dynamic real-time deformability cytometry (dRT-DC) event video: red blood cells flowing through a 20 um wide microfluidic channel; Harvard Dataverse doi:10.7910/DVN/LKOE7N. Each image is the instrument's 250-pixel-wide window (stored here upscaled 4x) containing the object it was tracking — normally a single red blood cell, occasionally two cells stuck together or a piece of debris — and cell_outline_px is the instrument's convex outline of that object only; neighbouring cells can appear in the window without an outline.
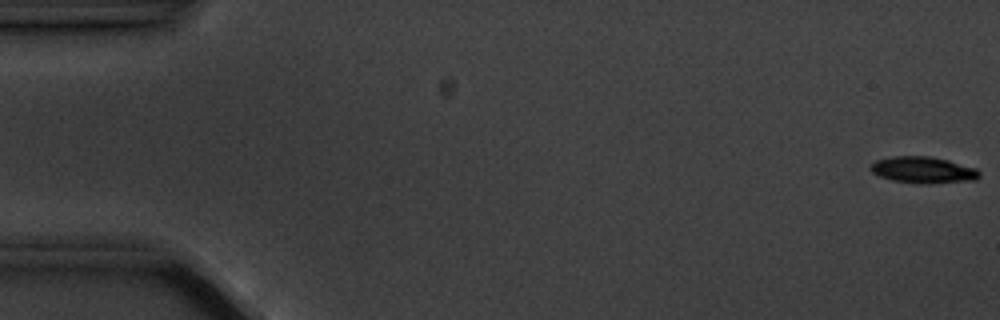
{"species": "common noctule bat (a hibernating species)", "species_latin": "Nyctalus noctula", "temperature_condition": "cold", "stored_images_in_passage": 11, "camera_frame_rate_fps": 3000, "um_per_image_px": 0.085, "animal": {"sex": "male", "body_mass_g": 20.1, "forearm_length_mm": 53.5}, "frame": {"image": 1, "passage_image": 1, "time_ms": 0.0, "image_size_px": [1000, 320], "cell_outline_px": [[980, 176], [976, 180], [928, 184], [892, 180], [880, 176], [872, 172], [868, 168], [876, 160], [892, 156], [928, 156], [948, 160], [976, 168], [980, 172]], "centroid_in_image_um": [78.48, 14.44], "position_along_channel_um": 6.5, "area_um2": 16.76}}
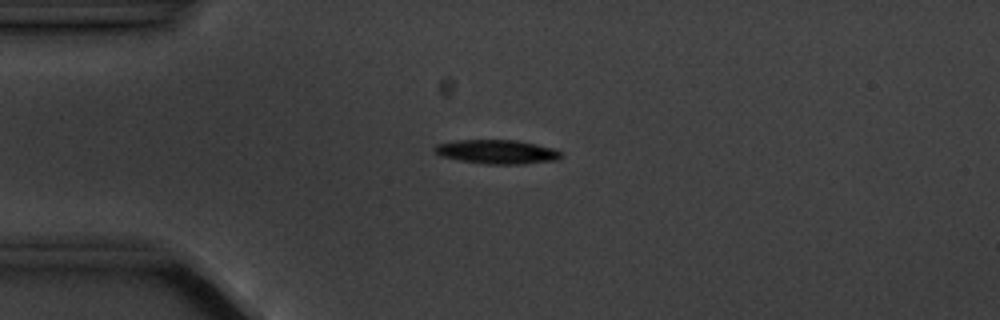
{"frame": {"image": 2, "passage_image": 4, "time_ms": 4.333, "image_size_px": [1000, 320], "cell_outline_px": [[564, 156], [556, 160], [524, 164], [488, 164], [460, 160], [440, 156], [432, 152], [432, 148], [436, 144], [456, 140], [516, 140], [556, 148], [564, 152]], "centroid_in_image_um": [42.26, 12.9], "position_along_channel_um": 42.7, "area_um2": 18.03}}
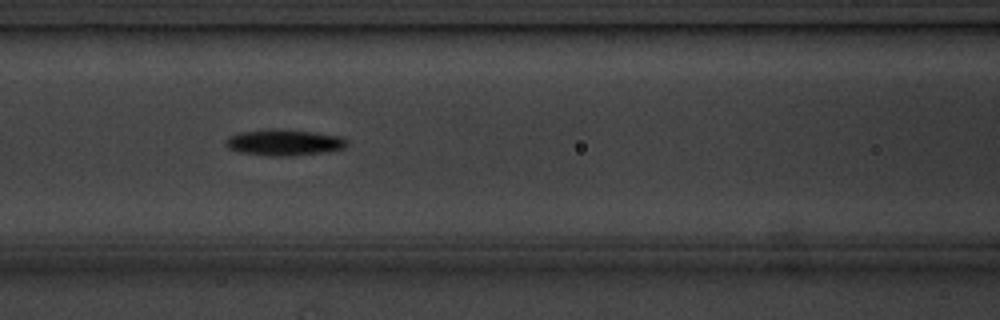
{"frame": {"image": 3, "passage_image": 7, "time_ms": 7.667, "image_size_px": [1000, 320], "cell_outline_px": [[348, 144], [344, 148], [328, 152], [288, 156], [272, 156], [240, 152], [228, 148], [224, 144], [224, 140], [228, 136], [240, 132], [312, 132], [340, 136], [348, 140]], "centroid_in_image_um": [24.18, 12.17], "position_along_channel_um": 142.4, "area_um2": 17.57}}